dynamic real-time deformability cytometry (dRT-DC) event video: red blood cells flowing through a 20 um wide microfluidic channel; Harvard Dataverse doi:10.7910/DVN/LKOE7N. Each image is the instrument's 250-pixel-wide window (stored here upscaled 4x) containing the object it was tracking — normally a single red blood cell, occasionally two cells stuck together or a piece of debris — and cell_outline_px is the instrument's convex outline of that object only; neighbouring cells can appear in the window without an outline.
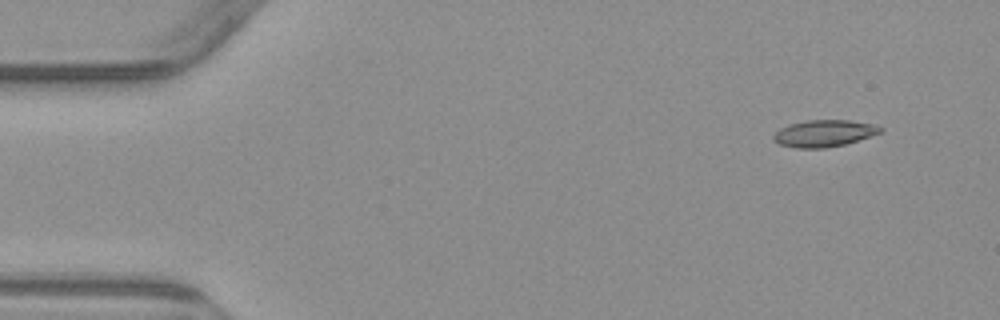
{"species": "common noctule bat (a hibernating species)", "species_latin": "Nyctalus noctula", "temperature_condition": "warm", "stored_images_in_passage": 5, "camera_frame_rate_fps": 3000, "um_per_image_px": 0.085, "animal": {"sex": "male", "body_mass_g": 23.1, "forearm_length_mm": 52.7}, "frame": {"image": 1, "passage_image": 5, "time_ms": 6.0, "image_size_px": [1000, 320], "cell_outline_px": [[884, 128], [880, 132], [844, 144], [824, 148], [796, 148], [780, 144], [772, 140], [772, 136], [780, 128], [792, 124], [808, 120], [848, 120], [872, 124]], "centroid_in_image_um": [70.0, 11.33], "position_along_channel_um": 15.0, "area_um2": 16.36}}